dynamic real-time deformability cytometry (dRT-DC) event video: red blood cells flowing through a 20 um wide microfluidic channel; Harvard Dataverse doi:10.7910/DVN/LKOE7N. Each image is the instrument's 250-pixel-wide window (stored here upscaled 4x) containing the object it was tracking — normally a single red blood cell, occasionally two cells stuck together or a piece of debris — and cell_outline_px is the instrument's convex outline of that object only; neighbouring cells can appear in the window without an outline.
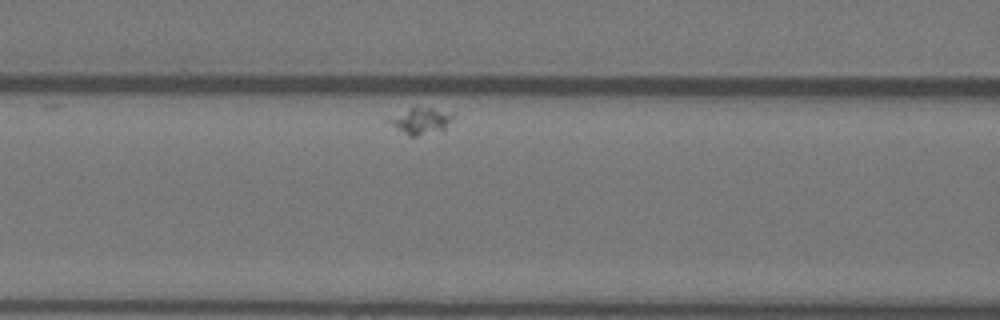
{"species": "Egyptian fruit bat (a non-hibernating species)", "species_latin": "Rousettus aegyptiacus", "temperature_condition": "warm", "stored_images_in_passage": 3, "camera_frame_rate_fps": 3000, "um_per_image_px": 0.085, "animal": {"sex": "female"}, "frame": {"image": 1, "passage_image": 3, "time_ms": 0.667, "image_size_px": [1000, 320], "cell_outline_px": [[452, 116], [444, 132], [416, 136], [408, 136], [384, 120], [384, 116], [412, 108], [432, 108], [452, 112]], "centroid_in_image_um": [35.7, 10.29], "position_along_channel_um": 130.9, "area_um2": 10.17}}